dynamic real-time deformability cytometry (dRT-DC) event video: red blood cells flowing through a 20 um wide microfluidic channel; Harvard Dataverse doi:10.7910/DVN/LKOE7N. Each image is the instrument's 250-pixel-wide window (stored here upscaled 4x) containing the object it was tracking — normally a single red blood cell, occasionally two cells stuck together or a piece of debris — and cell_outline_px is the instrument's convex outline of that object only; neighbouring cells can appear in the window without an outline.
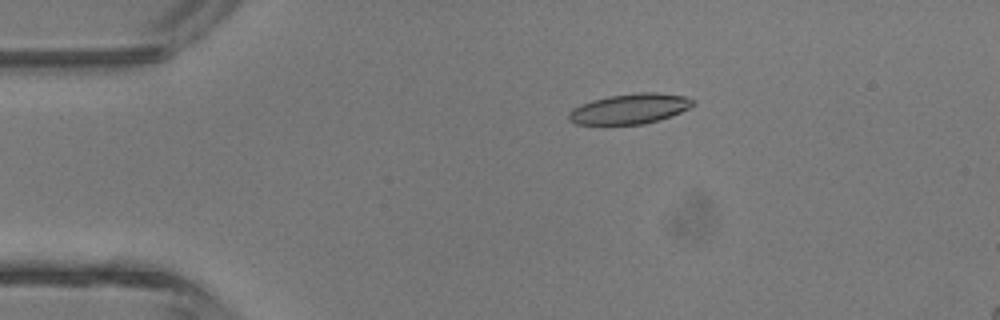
{"species": "common noctule bat (a hibernating species)", "species_latin": "Nyctalus noctula", "temperature_condition": "room temperature", "stored_images_in_passage": 3, "camera_frame_rate_fps": 3000, "um_per_image_px": 0.085, "animal": {"sex": "male", "body_mass_g": 13.3}, "frame": {"image": 1, "passage_image": 1, "time_ms": 0.0, "image_size_px": [1000, 320], "cell_outline_px": [[696, 104], [672, 116], [660, 120], [644, 124], [604, 128], [576, 124], [568, 120], [568, 112], [572, 108], [580, 104], [592, 100], [608, 96], [636, 92], [656, 92], [684, 96], [696, 100]], "centroid_in_image_um": [53.46, 9.3], "position_along_channel_um": 31.5, "area_um2": 23.06}}